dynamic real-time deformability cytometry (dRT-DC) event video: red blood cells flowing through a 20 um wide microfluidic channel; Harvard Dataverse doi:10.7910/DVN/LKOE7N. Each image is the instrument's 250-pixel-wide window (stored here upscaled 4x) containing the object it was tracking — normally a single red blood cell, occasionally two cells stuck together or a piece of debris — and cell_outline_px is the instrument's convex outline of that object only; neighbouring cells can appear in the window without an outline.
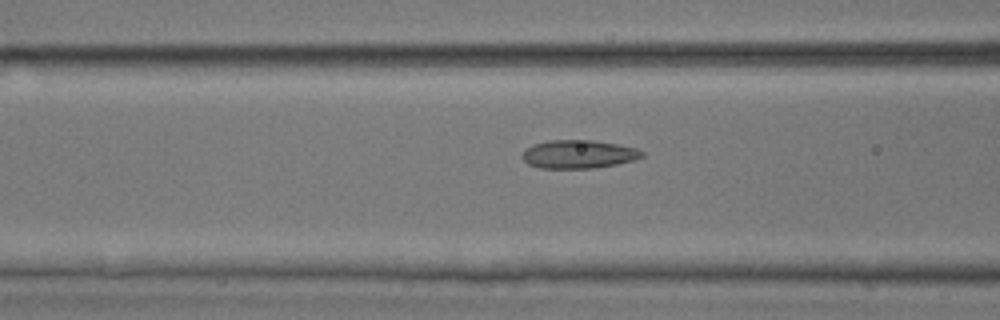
{"species": "common noctule bat (a hibernating species)", "species_latin": "Nyctalus noctula", "temperature_condition": "room temperature", "stored_images_in_passage": 33, "camera_frame_rate_fps": 3000, "um_per_image_px": 0.085, "animal": {"sex": "male", "body_mass_g": 17.9, "forearm_length_mm": 54.2}, "frame": {"image": 1, "passage_image": 5, "time_ms": 1.333, "image_size_px": [1000, 320], "cell_outline_px": [[644, 156], [632, 160], [616, 164], [592, 168], [540, 168], [528, 164], [520, 156], [524, 148], [532, 144], [548, 140], [592, 140], [616, 144], [636, 148], [644, 152]], "centroid_in_image_um": [49.11, 13.1], "position_along_channel_um": 117.5, "area_um2": 19.83}}
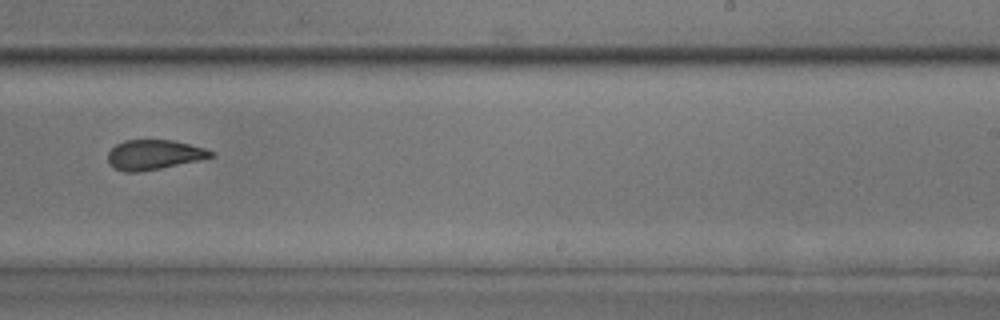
{"frame": {"image": 2, "passage_image": 16, "time_ms": 5.0, "image_size_px": [1000, 320], "cell_outline_px": [[216, 156], [200, 160], [140, 172], [124, 172], [108, 164], [108, 152], [116, 144], [124, 140], [172, 140], [204, 148], [216, 152]], "centroid_in_image_um": [13.1, 13.15], "position_along_channel_um": 275.9, "area_um2": 17.92}}
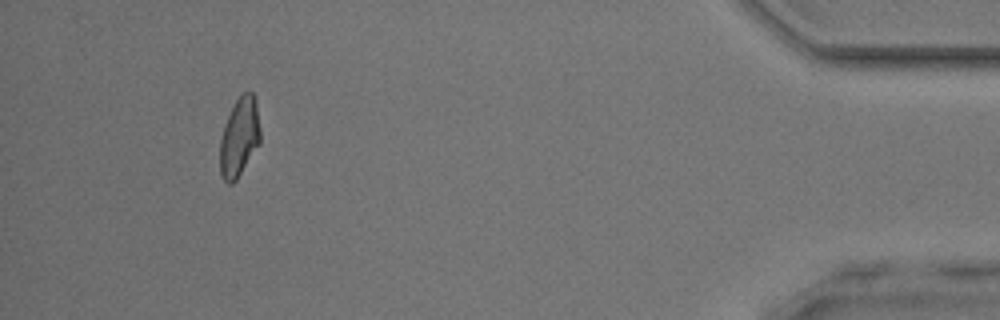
{"frame": {"image": 3, "passage_image": 30, "time_ms": 9.667, "image_size_px": [1000, 320], "cell_outline_px": [[260, 144], [236, 180], [232, 184], [228, 184], [220, 176], [220, 140], [224, 124], [236, 100], [244, 92], [252, 92], [256, 104], [260, 128]], "centroid_in_image_um": [20.34, 11.7], "position_along_channel_um": 414.9, "area_um2": 18.5}}